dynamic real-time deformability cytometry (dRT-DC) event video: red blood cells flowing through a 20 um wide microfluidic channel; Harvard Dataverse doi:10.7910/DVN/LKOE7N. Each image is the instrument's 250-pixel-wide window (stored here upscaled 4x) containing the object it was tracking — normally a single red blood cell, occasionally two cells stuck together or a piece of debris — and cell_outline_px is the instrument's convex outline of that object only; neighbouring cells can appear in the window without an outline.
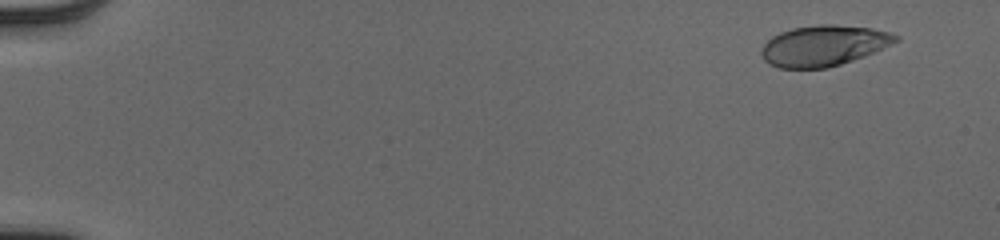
{"species": "human", "species_latin": "Homo sapiens", "temperature_condition": "cold", "stored_images_in_passage": 50, "camera_frame_rate_fps": 3000, "um_per_image_px": 0.085, "donor": {"sex": "male"}, "frame": {"image": 1, "passage_image": 1, "time_ms": 0.0, "image_size_px": [1000, 240], "cell_outline_px": [[900, 40], [892, 44], [864, 56], [828, 68], [780, 68], [768, 64], [764, 60], [760, 52], [764, 44], [772, 36], [780, 32], [792, 28], [820, 24], [832, 24], [872, 28], [888, 32], [900, 36]], "centroid_in_image_um": [70.0, 3.88], "position_along_channel_um": 15.0, "area_um2": 31.85}}
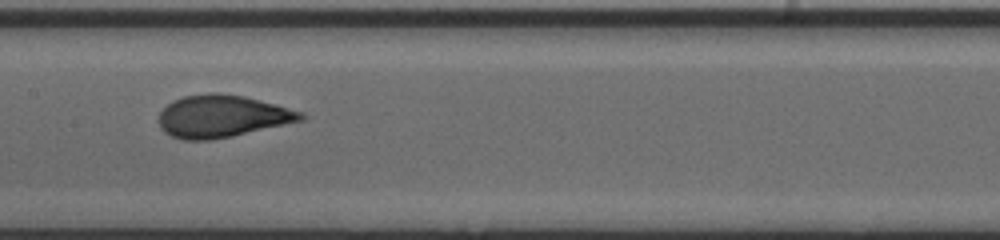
{"frame": {"image": 2, "passage_image": 26, "time_ms": 8.333, "image_size_px": [1000, 240], "cell_outline_px": [[308, 116], [304, 120], [232, 136], [212, 140], [184, 140], [172, 136], [164, 132], [160, 128], [160, 112], [172, 100], [184, 96], [244, 96], [304, 112]], "centroid_in_image_um": [18.91, 9.93], "position_along_channel_um": 188.5, "area_um2": 34.04}}
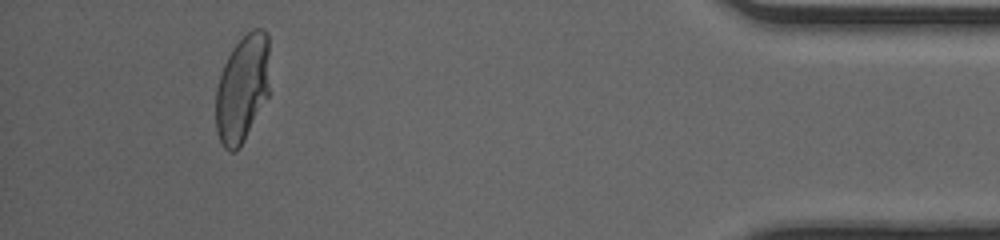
{"frame": {"image": 3, "passage_image": 47, "time_ms": 15.333, "image_size_px": [1000, 240], "cell_outline_px": [[268, 96], [244, 140], [236, 152], [228, 152], [224, 148], [216, 132], [216, 88], [224, 64], [232, 48], [252, 28], [264, 28], [268, 32]], "centroid_in_image_um": [20.59, 7.53], "position_along_channel_um": 414.6, "area_um2": 33.7}, "authors_computed_cell_mechanics": {"area_um2": 33.7841, "velocity_mm_per_s": 3.9797, "shape_relaxation_time_tau1_ms": 3.6167, "shape_relaxation_time_tau2_ms": null, "deformation_change_tau1": 0.1838, "deformation_change_tau2": null}}